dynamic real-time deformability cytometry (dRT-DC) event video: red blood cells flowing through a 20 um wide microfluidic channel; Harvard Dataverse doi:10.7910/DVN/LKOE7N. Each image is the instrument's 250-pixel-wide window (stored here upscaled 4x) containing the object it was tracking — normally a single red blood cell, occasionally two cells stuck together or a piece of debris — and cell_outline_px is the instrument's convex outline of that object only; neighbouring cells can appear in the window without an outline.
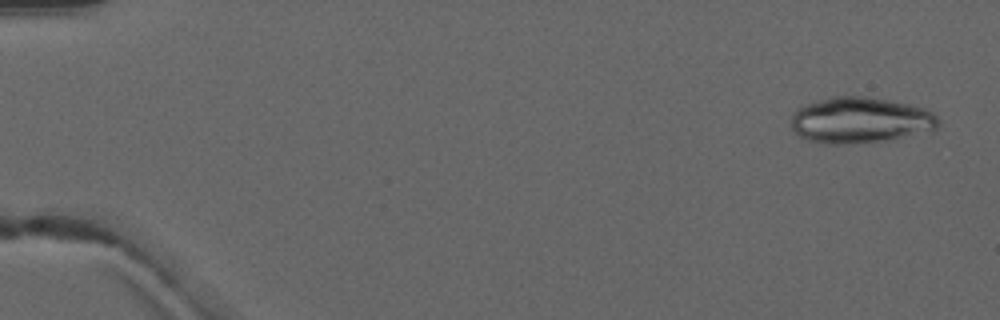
{"species": "common noctule bat (a hibernating species)", "species_latin": "Nyctalus noctula", "temperature_condition": "warm", "stored_images_in_passage": 5, "camera_frame_rate_fps": 3000, "um_per_image_px": 0.085, "animal": {"sex": "male", "forearm_length_mm": 52.5}, "frame": {"image": 1, "passage_image": 1, "time_ms": 0.0, "image_size_px": [1000, 320], "cell_outline_px": [[940, 124], [932, 132], [880, 140], [840, 144], [828, 144], [808, 140], [800, 136], [792, 128], [792, 112], [796, 108], [804, 104], [816, 100], [832, 96], [860, 96], [888, 100], [908, 104], [924, 108], [932, 112], [940, 120]], "centroid_in_image_um": [73.11, 10.2], "position_along_channel_um": 11.9, "area_um2": 39.36}}